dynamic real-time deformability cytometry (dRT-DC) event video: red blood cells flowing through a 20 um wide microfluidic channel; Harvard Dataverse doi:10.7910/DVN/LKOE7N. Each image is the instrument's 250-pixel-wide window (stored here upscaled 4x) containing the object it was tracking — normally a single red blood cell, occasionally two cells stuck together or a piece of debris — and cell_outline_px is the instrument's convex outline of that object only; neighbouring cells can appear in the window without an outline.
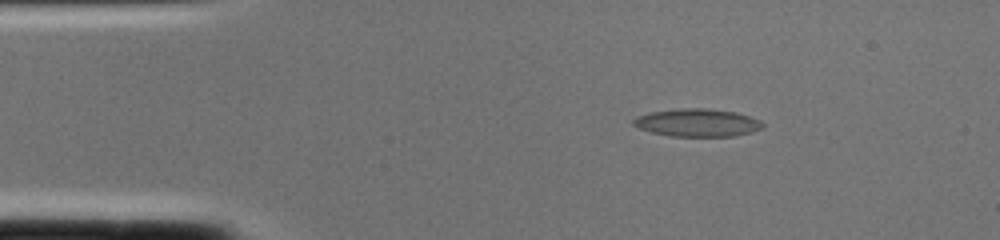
{"species": "common noctule bat (a hibernating species)", "species_latin": "Nyctalus noctula", "temperature_condition": "cold", "stored_images_in_passage": 1, "camera_frame_rate_fps": 3000, "um_per_image_px": 0.085, "animal": {"sex": "female", "body_mass_g": 22.0, "forearm_length_mm": 56.7}, "frame": {"image": 1, "passage_image": 1, "time_ms": 0.0, "image_size_px": [1000, 240], "cell_outline_px": [[764, 128], [752, 132], [736, 136], [672, 136], [652, 132], [640, 128], [632, 124], [632, 120], [636, 116], [648, 112], [680, 108], [708, 108], [736, 112], [760, 120], [764, 124]], "centroid_in_image_um": [59.28, 10.42], "position_along_channel_um": 25.7, "area_um2": 21.1}}